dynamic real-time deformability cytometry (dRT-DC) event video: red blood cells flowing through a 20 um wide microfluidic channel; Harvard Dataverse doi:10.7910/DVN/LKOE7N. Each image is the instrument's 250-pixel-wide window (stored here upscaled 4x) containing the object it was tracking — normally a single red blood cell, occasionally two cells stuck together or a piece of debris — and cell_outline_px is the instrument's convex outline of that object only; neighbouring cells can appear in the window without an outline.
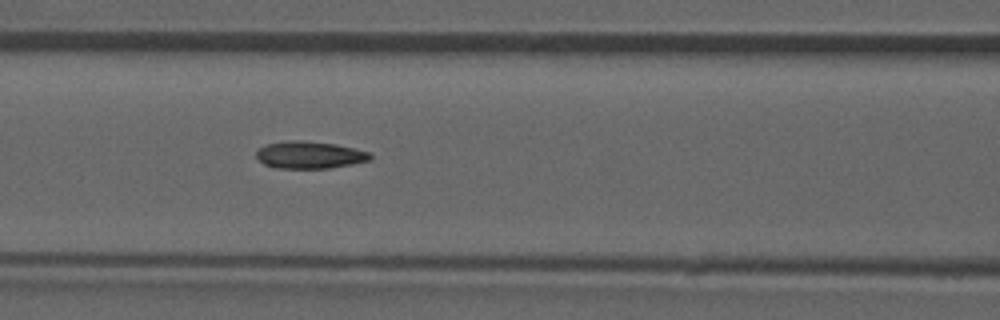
{"species": "common noctule bat (a hibernating species)", "species_latin": "Nyctalus noctula", "temperature_condition": "room temperature", "stored_images_in_passage": 42, "camera_frame_rate_fps": 3000, "um_per_image_px": 0.085, "animal": {"sex": "male", "forearm_length_mm": 52.5}, "frame": {"image": 1, "passage_image": 19, "time_ms": 6.0, "image_size_px": [1000, 320], "cell_outline_px": [[372, 160], [352, 164], [328, 168], [272, 168], [264, 164], [256, 156], [256, 152], [264, 144], [284, 140], [304, 140], [336, 144], [368, 152], [372, 156]], "centroid_in_image_um": [26.28, 13.16], "position_along_channel_um": 140.3, "area_um2": 18.21}, "authors_computed_cell_mechanics": {"area_um2": 18.0625, "velocity_mm_per_s": 3.976, "shape_relaxation_time_tau1_ms": null, "shape_relaxation_time_tau2_ms": 2.4712, "deformation_change_tau1": null, "deformation_change_tau2": 0.0995}}